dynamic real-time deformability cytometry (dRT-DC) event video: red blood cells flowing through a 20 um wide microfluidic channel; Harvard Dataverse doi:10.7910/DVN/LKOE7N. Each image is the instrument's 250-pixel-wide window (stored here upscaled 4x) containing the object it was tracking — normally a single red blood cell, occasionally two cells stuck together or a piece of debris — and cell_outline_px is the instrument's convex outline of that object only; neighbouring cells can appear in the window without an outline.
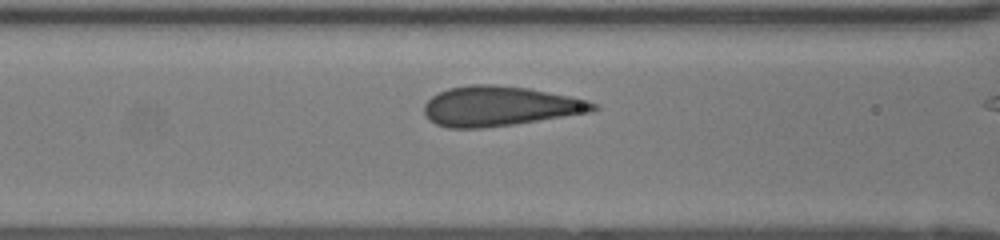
{"species": "human", "species_latin": "Homo sapiens", "temperature_condition": "room temperature", "stored_images_in_passage": 12, "camera_frame_rate_fps": 3000, "um_per_image_px": 0.085, "donor": {"sex": "female"}, "frame": {"image": 1, "passage_image": 7, "time_ms": 2.0, "image_size_px": [1000, 240], "cell_outline_px": [[600, 108], [592, 112], [516, 124], [484, 128], [448, 128], [436, 124], [428, 120], [424, 112], [424, 104], [432, 96], [448, 88], [472, 84], [488, 84], [528, 88], [588, 100], [600, 104]], "centroid_in_image_um": [42.49, 9.03], "position_along_channel_um": 124.1, "area_um2": 39.42}}
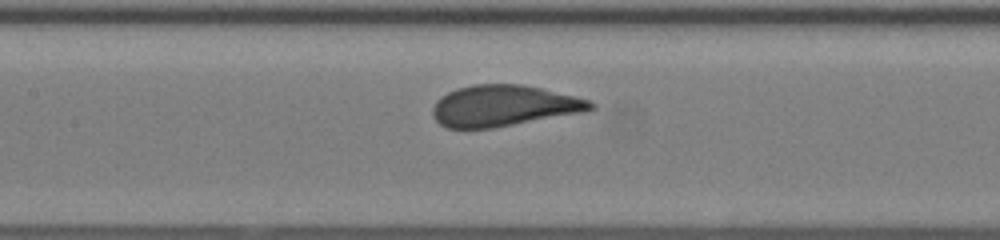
{"frame": {"image": 2, "passage_image": 10, "time_ms": 3.0, "image_size_px": [1000, 240], "cell_outline_px": [[596, 108], [584, 112], [492, 128], [448, 128], [440, 124], [432, 116], [432, 108], [436, 100], [440, 96], [456, 88], [472, 84], [520, 84], [540, 88], [576, 96], [592, 100], [596, 104]], "centroid_in_image_um": [42.82, 8.98], "position_along_channel_um": 164.6, "area_um2": 38.03}}